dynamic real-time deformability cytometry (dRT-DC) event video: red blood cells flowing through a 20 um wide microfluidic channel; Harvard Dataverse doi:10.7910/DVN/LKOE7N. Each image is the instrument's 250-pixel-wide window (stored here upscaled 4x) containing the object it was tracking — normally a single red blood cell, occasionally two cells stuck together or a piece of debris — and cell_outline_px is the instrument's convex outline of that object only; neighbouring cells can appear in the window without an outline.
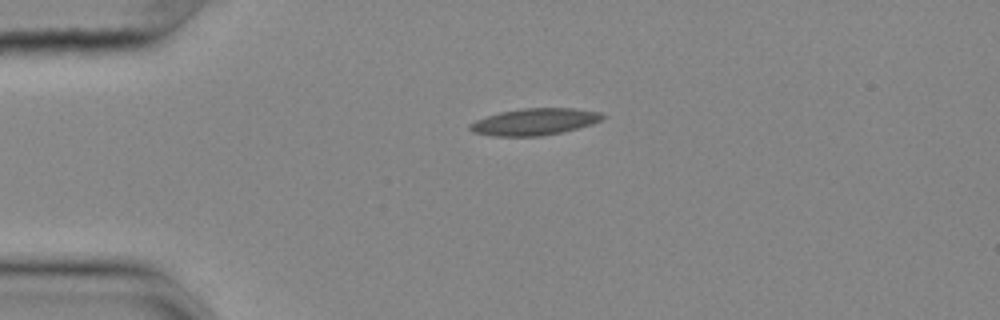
{"species": "common noctule bat (a hibernating species)", "species_latin": "Nyctalus noctula", "temperature_condition": "cold", "stored_images_in_passage": 44, "camera_frame_rate_fps": 3000, "um_per_image_px": 0.085, "animal": {"sex": "female", "body_mass_g": 25.1}, "frame": {"image": 1, "passage_image": 1, "time_ms": 0.0, "image_size_px": [1000, 320], "cell_outline_px": [[608, 116], [592, 124], [560, 132], [540, 136], [492, 136], [472, 132], [468, 128], [468, 124], [476, 120], [500, 112], [524, 108], [572, 108], [600, 112]], "centroid_in_image_um": [45.42, 10.35], "position_along_channel_um": 39.6, "area_um2": 20.58}}
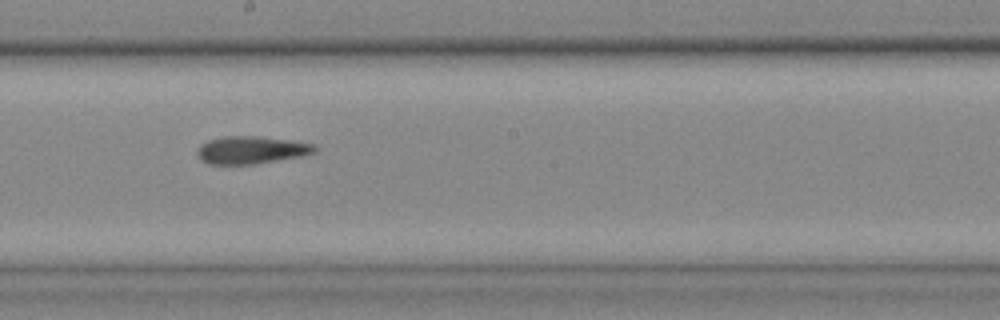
{"frame": {"image": 2, "passage_image": 19, "time_ms": 6.0, "image_size_px": [1000, 320], "cell_outline_px": [[320, 148], [316, 152], [304, 156], [252, 164], [208, 164], [200, 160], [196, 152], [200, 144], [208, 140], [224, 136], [256, 136], [288, 140], [316, 144]], "centroid_in_image_um": [21.38, 12.75], "position_along_channel_um": 226.8, "area_um2": 19.07}}
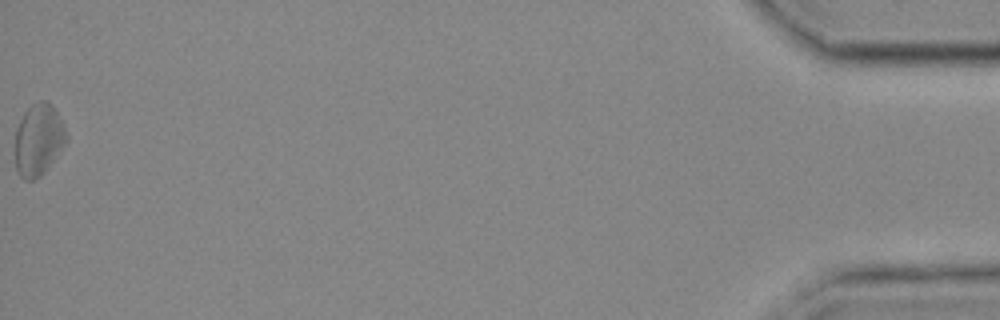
{"frame": {"image": 3, "passage_image": 44, "time_ms": 14.333, "image_size_px": [1000, 320], "cell_outline_px": [[68, 140], [48, 168], [40, 176], [32, 180], [24, 180], [20, 176], [16, 168], [16, 128], [24, 112], [32, 104], [40, 100], [48, 100], [52, 104], [64, 124], [68, 136]], "centroid_in_image_um": [3.3, 11.86], "position_along_channel_um": 431.9, "area_um2": 21.56}, "authors_computed_cell_mechanics": {"area_um2": 19.6231, "velocity_mm_per_s": 3.631, "shape_relaxation_time_tau1_ms": null, "shape_relaxation_time_tau2_ms": 6.5074, "deformation_change_tau1": null, "deformation_change_tau2": 0.1462}}